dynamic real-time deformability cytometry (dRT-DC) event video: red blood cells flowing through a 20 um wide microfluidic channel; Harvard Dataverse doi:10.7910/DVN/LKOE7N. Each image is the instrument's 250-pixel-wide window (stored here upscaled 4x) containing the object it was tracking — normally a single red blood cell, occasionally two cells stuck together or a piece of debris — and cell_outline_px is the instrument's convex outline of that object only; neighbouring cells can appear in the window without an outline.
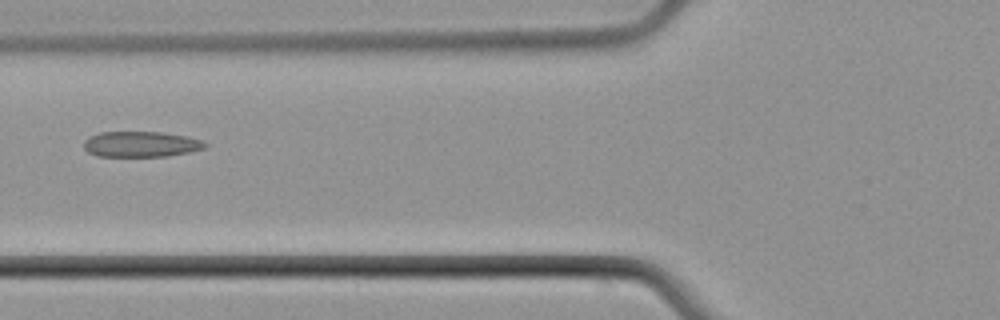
{"species": "common noctule bat (a hibernating species)", "species_latin": "Nyctalus noctula", "temperature_condition": "cold", "stored_images_in_passage": 6, "camera_frame_rate_fps": 3000, "um_per_image_px": 0.085, "animal": {"sex": "male", "body_mass_g": 21.5, "forearm_length_mm": 52.0}, "frame": {"image": 1, "passage_image": 6, "time_ms": 6.0, "image_size_px": [1000, 320], "cell_outline_px": [[208, 144], [204, 148], [188, 152], [168, 156], [96, 156], [88, 152], [84, 148], [84, 140], [88, 136], [100, 132], [160, 132], [188, 136], [204, 140]], "centroid_in_image_um": [11.98, 12.25], "position_along_channel_um": 113.8, "area_um2": 18.21}}